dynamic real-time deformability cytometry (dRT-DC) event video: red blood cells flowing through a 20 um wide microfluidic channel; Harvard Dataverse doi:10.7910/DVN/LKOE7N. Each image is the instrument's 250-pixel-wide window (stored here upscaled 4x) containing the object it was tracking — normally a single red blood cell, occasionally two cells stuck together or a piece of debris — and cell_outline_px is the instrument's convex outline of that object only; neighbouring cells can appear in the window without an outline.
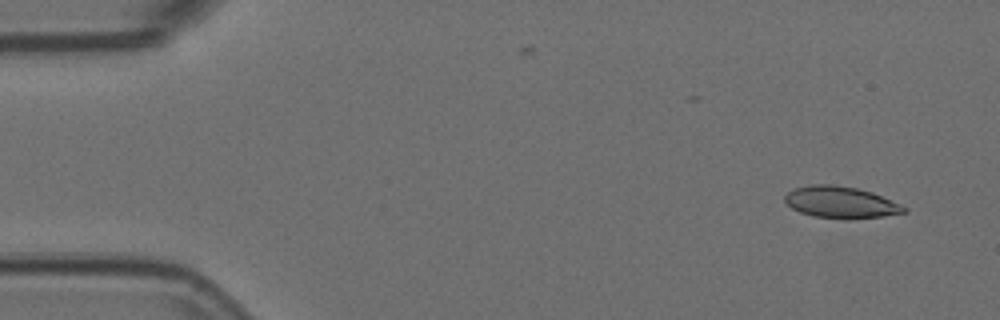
{"species": "Egyptian fruit bat (a non-hibernating species)", "species_latin": "Rousettus aegyptiacus", "temperature_condition": "room temperature", "stored_images_in_passage": 6, "camera_frame_rate_fps": 3000, "um_per_image_px": 0.085, "animal": {"sex": "female"}, "frame": {"image": 1, "passage_image": 1, "time_ms": 0.0, "image_size_px": [1000, 320], "cell_outline_px": [[908, 212], [884, 216], [812, 216], [800, 212], [792, 208], [784, 200], [784, 196], [788, 192], [796, 188], [812, 184], [832, 184], [856, 188], [872, 192], [900, 204], [908, 208]], "centroid_in_image_um": [71.45, 17.15], "position_along_channel_um": 13.5, "area_um2": 21.1}}
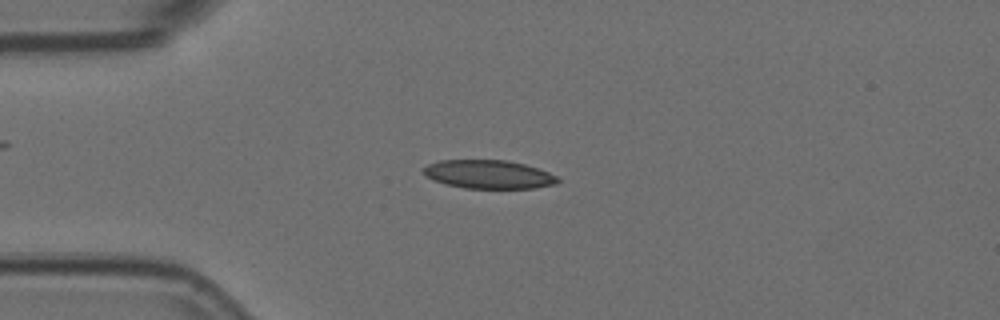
{"frame": {"image": 2, "passage_image": 4, "time_ms": 1.0, "image_size_px": [1000, 320], "cell_outline_px": [[560, 180], [556, 184], [536, 188], [464, 188], [444, 184], [432, 180], [424, 176], [424, 168], [428, 164], [440, 160], [508, 160], [524, 164], [548, 172], [556, 176]], "centroid_in_image_um": [41.51, 14.82], "position_along_channel_um": 43.5, "area_um2": 22.37}}
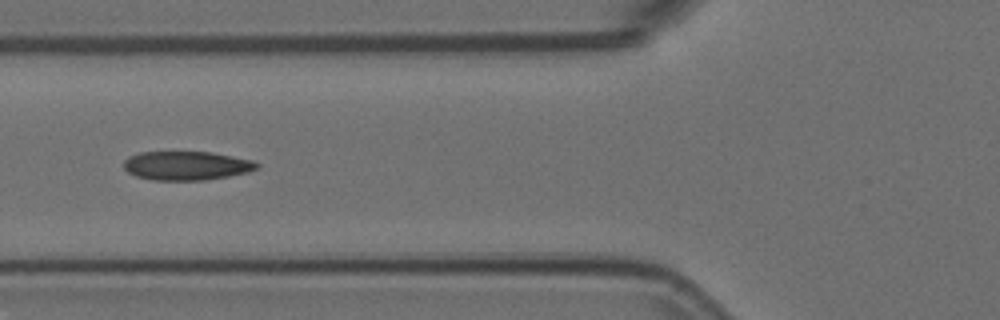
{"frame": {"image": 3, "passage_image": 6, "time_ms": 1.667, "image_size_px": [1000, 320], "cell_outline_px": [[260, 164], [256, 168], [248, 172], [228, 176], [204, 180], [152, 180], [136, 176], [128, 172], [124, 168], [124, 160], [128, 156], [140, 152], [212, 152], [252, 160]], "centroid_in_image_um": [15.83, 14.08], "position_along_channel_um": 110.0, "area_um2": 22.37}}